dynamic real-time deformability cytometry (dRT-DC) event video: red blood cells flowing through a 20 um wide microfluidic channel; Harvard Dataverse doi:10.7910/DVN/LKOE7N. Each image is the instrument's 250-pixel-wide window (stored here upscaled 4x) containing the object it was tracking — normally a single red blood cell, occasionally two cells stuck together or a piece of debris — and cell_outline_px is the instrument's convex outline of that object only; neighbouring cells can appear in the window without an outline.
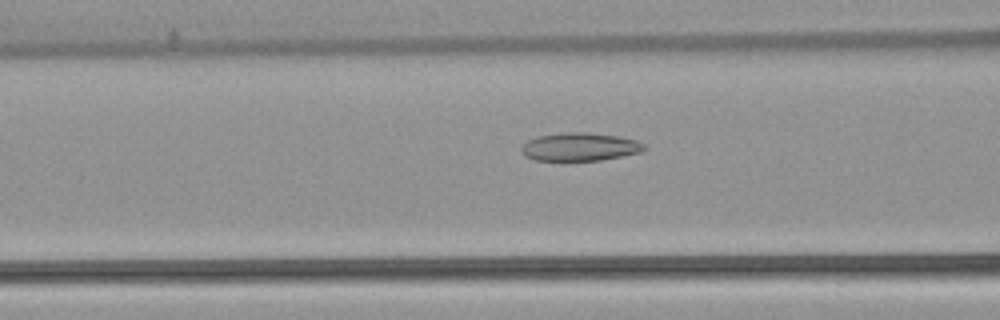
{"species": "common noctule bat (a hibernating species)", "species_latin": "Nyctalus noctula", "temperature_condition": "warm", "stored_images_in_passage": 52, "camera_frame_rate_fps": 3000, "um_per_image_px": 0.085, "animal": {"sex": "female", "body_mass_g": 22.7, "forearm_length_mm": 54.2}, "frame": {"image": 1, "passage_image": 21, "time_ms": 6.667, "image_size_px": [1000, 320], "cell_outline_px": [[648, 148], [640, 152], [600, 160], [564, 164], [536, 160], [524, 156], [520, 152], [520, 148], [528, 140], [536, 136], [564, 132], [588, 132], [620, 136], [636, 140], [644, 144]], "centroid_in_image_um": [49.22, 12.52], "position_along_channel_um": 117.4, "area_um2": 21.15}}
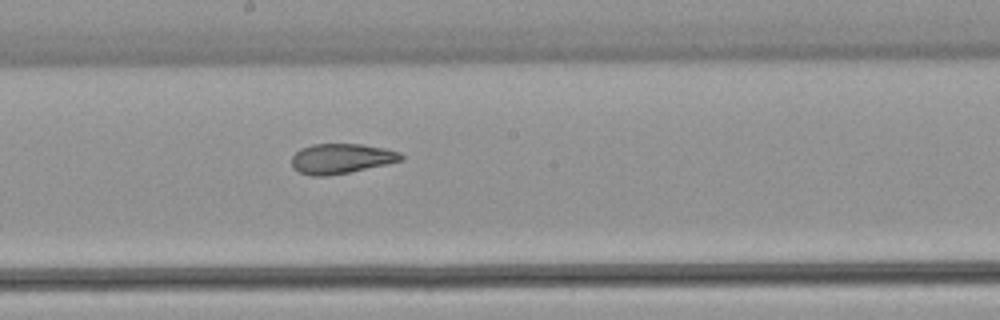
{"frame": {"image": 2, "passage_image": 29, "time_ms": 9.333, "image_size_px": [1000, 320], "cell_outline_px": [[404, 160], [388, 164], [328, 176], [312, 176], [300, 172], [292, 168], [292, 156], [300, 148], [312, 144], [364, 144], [384, 148], [400, 152], [404, 156]], "centroid_in_image_um": [29.02, 13.47], "position_along_channel_um": 219.2, "area_um2": 19.25}}
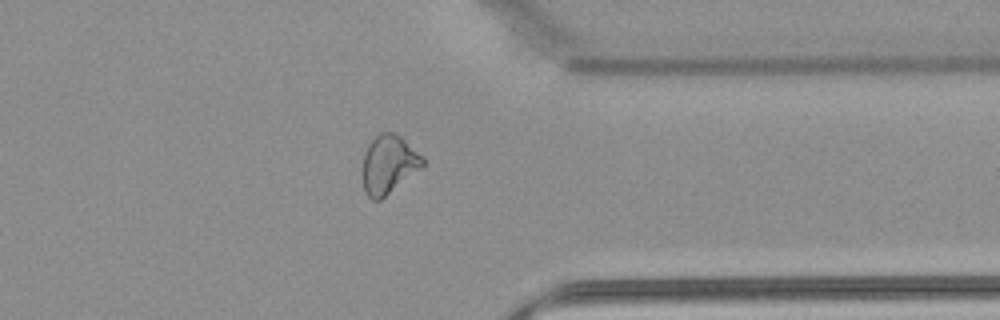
{"frame": {"image": 3, "passage_image": 42, "time_ms": 13.667, "image_size_px": [1000, 320], "cell_outline_px": [[424, 164], [420, 168], [380, 200], [372, 200], [364, 192], [364, 152], [368, 144], [380, 132], [392, 132], [400, 136], [424, 156]], "centroid_in_image_um": [33.04, 13.95], "position_along_channel_um": 378.4, "area_um2": 20.11}, "authors_computed_cell_mechanics": {"area_um2": 22.3686, "velocity_mm_per_s": 3.8236, "shape_relaxation_time_tau1_ms": null, "shape_relaxation_time_tau2_ms": 2.0386, "deformation_change_tau1": null, "deformation_change_tau2": 0.0924}}